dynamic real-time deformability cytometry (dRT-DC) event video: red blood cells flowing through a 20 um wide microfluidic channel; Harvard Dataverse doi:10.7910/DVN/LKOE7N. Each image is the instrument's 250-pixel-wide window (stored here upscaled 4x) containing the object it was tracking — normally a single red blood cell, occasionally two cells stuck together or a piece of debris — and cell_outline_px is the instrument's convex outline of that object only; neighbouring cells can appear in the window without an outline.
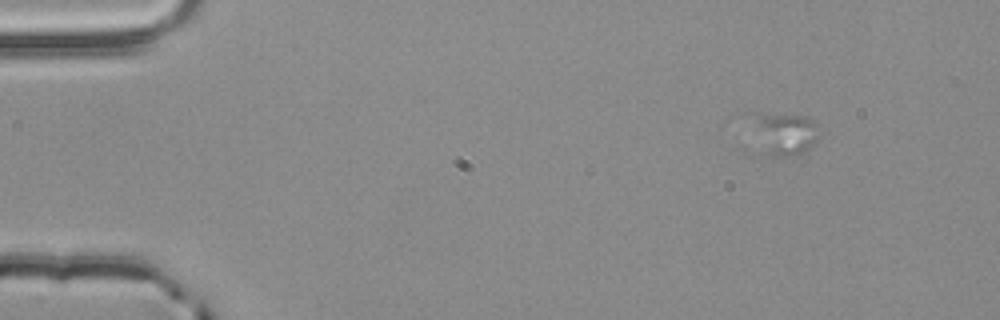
{"species": "common noctule bat (a hibernating species)", "species_latin": "Nyctalus noctula", "temperature_condition": "room temperature", "stored_images_in_passage": 18, "camera_frame_rate_fps": 3000, "um_per_image_px": 0.085, "animal": {"sex": "male", "body_mass_g": 20.4}, "frame": {"image": 1, "passage_image": 8, "time_ms": 2.333, "image_size_px": [1000, 320], "cell_outline_px": [[816, 140], [808, 148], [800, 152], [788, 156], [760, 156], [764, 116], [804, 116], [812, 120], [816, 136]], "centroid_in_image_um": [66.86, 11.51], "position_along_channel_um": 18.1, "area_um2": 13.93}}
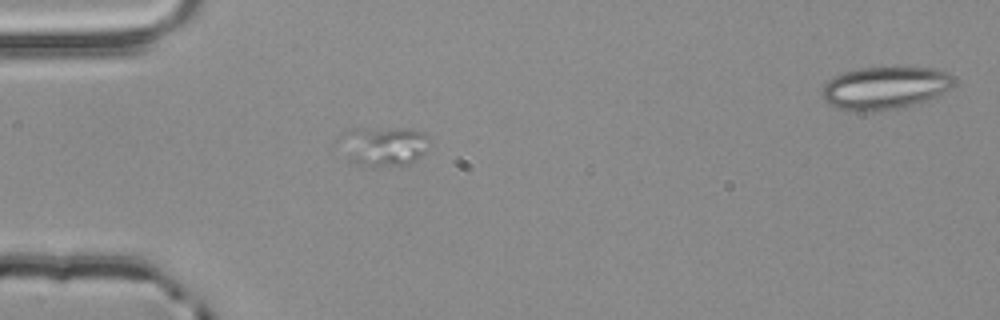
{"frame": {"image": 2, "passage_image": 18, "time_ms": 5.667, "image_size_px": [1000, 320], "cell_outline_px": [[428, 136], [424, 152], [416, 160], [408, 164], [364, 168], [356, 164], [352, 160], [368, 136], [372, 132], [396, 128], [408, 128], [424, 132]], "centroid_in_image_um": [33.26, 12.58], "position_along_channel_um": 51.7, "area_um2": 16.07}}